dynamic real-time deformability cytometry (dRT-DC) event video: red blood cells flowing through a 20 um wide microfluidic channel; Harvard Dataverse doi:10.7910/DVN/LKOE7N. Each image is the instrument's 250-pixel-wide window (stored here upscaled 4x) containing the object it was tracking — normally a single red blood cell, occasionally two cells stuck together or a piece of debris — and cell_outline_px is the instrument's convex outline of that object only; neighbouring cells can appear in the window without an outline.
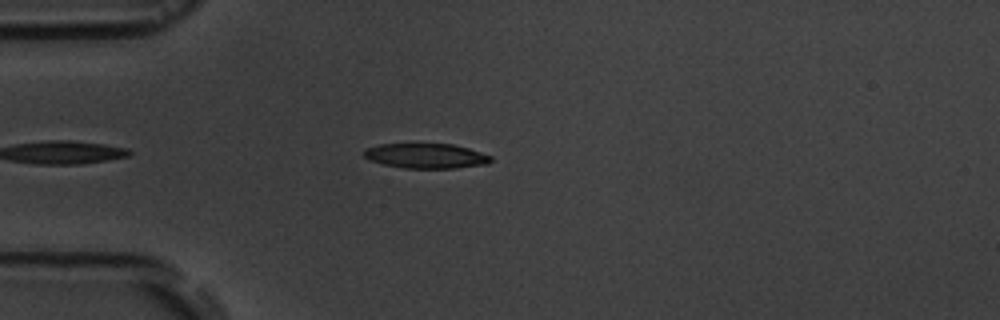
{"species": "common noctule bat (a hibernating species)", "species_latin": "Nyctalus noctula", "temperature_condition": "room temperature", "stored_images_in_passage": 3, "camera_frame_rate_fps": 3000, "um_per_image_px": 0.085, "animal": {"sex": "male", "body_mass_g": 19.5, "forearm_length_mm": 54.6}, "frame": {"image": 1, "passage_image": 3, "time_ms": 2.333, "image_size_px": [1000, 320], "cell_outline_px": [[492, 160], [488, 164], [456, 168], [404, 168], [384, 164], [368, 160], [364, 156], [364, 148], [380, 144], [452, 144], [468, 148], [492, 156]], "centroid_in_image_um": [36.21, 13.25], "position_along_channel_um": 48.8, "area_um2": 18.44}}